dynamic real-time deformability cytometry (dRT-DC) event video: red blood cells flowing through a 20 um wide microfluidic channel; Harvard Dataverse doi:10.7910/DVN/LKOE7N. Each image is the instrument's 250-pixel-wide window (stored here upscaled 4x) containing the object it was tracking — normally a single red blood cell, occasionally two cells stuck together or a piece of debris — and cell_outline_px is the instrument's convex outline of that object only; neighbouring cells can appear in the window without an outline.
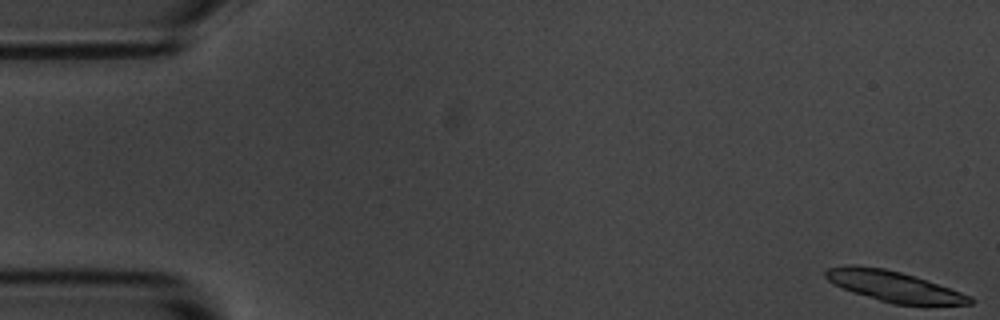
{"species": "common noctule bat (a hibernating species)", "species_latin": "Nyctalus noctula", "temperature_condition": "room temperature", "stored_images_in_passage": 5, "camera_frame_rate_fps": 3000, "um_per_image_px": 0.085, "animal": {"sex": "male", "body_mass_g": 20.1, "forearm_length_mm": 53.5}, "frame": {"image": 1, "passage_image": 1, "time_ms": 0.0, "image_size_px": [1000, 320], "cell_outline_px": [[976, 300], [972, 304], [892, 304], [852, 292], [828, 280], [824, 276], [824, 272], [828, 268], [848, 264], [856, 264], [884, 268], [900, 272], [972, 296]], "centroid_in_image_um": [75.92, 24.32], "position_along_channel_um": 9.1, "area_um2": 25.32}}